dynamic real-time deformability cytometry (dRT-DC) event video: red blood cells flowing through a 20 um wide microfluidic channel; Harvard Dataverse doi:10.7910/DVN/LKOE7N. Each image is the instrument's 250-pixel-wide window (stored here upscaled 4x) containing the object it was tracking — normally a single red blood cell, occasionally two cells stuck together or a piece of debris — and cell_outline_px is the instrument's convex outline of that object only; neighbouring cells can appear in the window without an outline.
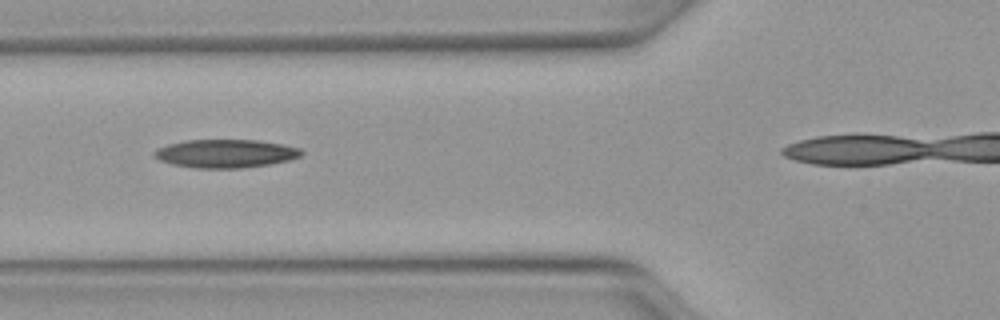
{"species": "Egyptian fruit bat (a non-hibernating species)", "species_latin": "Rousettus aegyptiacus", "temperature_condition": "warm", "stored_images_in_passage": 27, "camera_frame_rate_fps": 3000, "um_per_image_px": 0.085, "animal": {"sex": "female"}, "frame": {"image": 1, "passage_image": 5, "time_ms": 1.333, "image_size_px": [1000, 320], "cell_outline_px": [[304, 152], [300, 156], [288, 160], [268, 164], [240, 168], [196, 168], [172, 164], [160, 160], [152, 156], [152, 152], [156, 148], [168, 144], [184, 140], [256, 140], [284, 144], [300, 148]], "centroid_in_image_um": [19.14, 13.04], "position_along_channel_um": 106.7, "area_um2": 24.33}}